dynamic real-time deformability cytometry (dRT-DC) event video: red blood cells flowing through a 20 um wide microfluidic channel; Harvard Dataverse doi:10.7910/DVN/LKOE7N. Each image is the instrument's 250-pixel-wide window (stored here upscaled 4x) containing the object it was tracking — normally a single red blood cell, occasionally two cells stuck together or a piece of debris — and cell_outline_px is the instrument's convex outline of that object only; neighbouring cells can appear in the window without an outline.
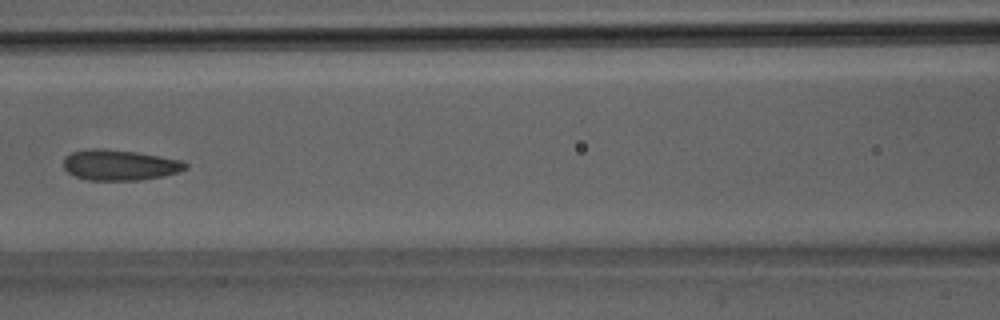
{"species": "Egyptian fruit bat (a non-hibernating species)", "species_latin": "Rousettus aegyptiacus", "temperature_condition": "room temperature", "stored_images_in_passage": 38, "segment_of_instrument_passage": [1, 2], "camera_frame_rate_fps": 3000, "um_per_image_px": 0.085, "animal": {"sex": "male"}, "frame": {"image": 1, "passage_image": 17, "time_ms": 5.333, "image_size_px": [1000, 320], "cell_outline_px": [[188, 168], [180, 172], [140, 180], [88, 180], [76, 176], [68, 172], [64, 168], [64, 156], [72, 152], [92, 148], [104, 148], [136, 152], [160, 156], [180, 160], [188, 164]], "centroid_in_image_um": [10.17, 14.02], "position_along_channel_um": 156.4, "area_um2": 21.73}}
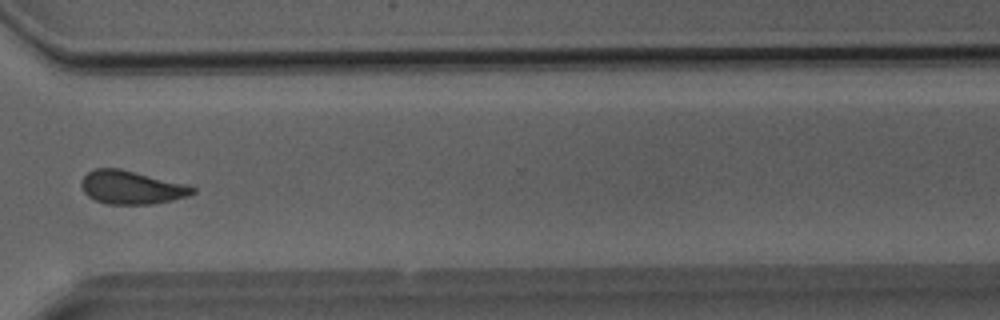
{"frame": {"image": 2, "passage_image": 28, "time_ms": 9.0, "image_size_px": [1000, 320], "cell_outline_px": [[196, 192], [188, 196], [172, 200], [148, 204], [108, 204], [96, 200], [88, 196], [84, 192], [80, 184], [84, 176], [88, 172], [96, 168], [120, 168], [188, 184], [196, 188]], "centroid_in_image_um": [11.2, 15.92], "position_along_channel_um": 359.4, "area_um2": 21.68}}
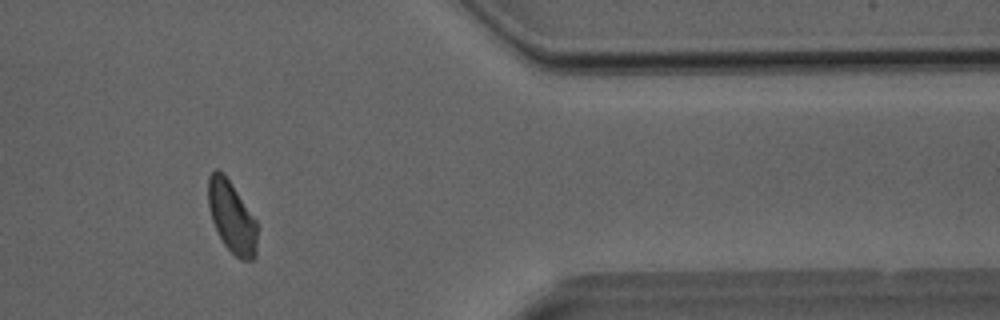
{"frame": {"image": 3, "passage_image": 31, "time_ms": 10.0, "image_size_px": [1000, 320], "cell_outline_px": [[256, 256], [252, 260], [240, 260], [224, 244], [212, 220], [208, 204], [208, 176], [216, 168], [224, 172], [256, 220]], "centroid_in_image_um": [19.69, 18.42], "position_along_channel_um": 391.7, "area_um2": 20.29}}